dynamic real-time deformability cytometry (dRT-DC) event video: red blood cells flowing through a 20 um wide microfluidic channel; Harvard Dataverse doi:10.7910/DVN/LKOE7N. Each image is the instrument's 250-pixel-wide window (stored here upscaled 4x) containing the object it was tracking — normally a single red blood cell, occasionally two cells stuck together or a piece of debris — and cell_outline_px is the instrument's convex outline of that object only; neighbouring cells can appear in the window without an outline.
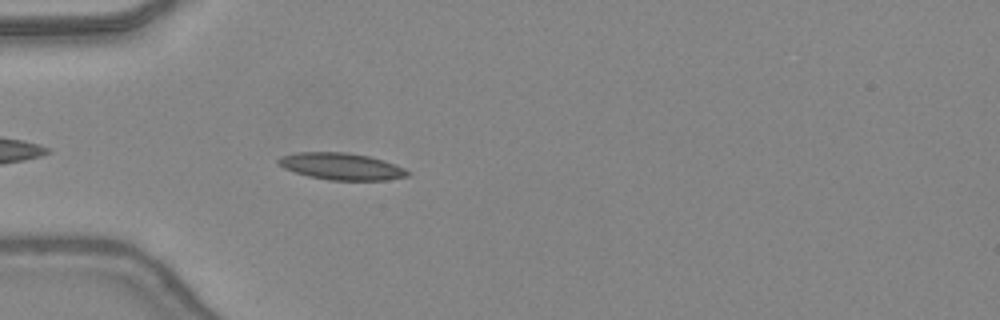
{"species": "common noctule bat (a hibernating species)", "species_latin": "Nyctalus noctula", "temperature_condition": "warm", "stored_images_in_passage": 4, "camera_frame_rate_fps": 3000, "um_per_image_px": 0.085, "animal": {"sex": "female", "body_mass_g": 24.6, "forearm_length_mm": 56.2}, "frame": {"image": 1, "passage_image": 1, "time_ms": 0.0, "image_size_px": [1000, 320], "cell_outline_px": [[408, 176], [384, 180], [328, 180], [308, 176], [284, 168], [276, 160], [280, 156], [296, 152], [348, 152], [368, 156], [384, 160], [396, 164], [404, 168], [408, 172]], "centroid_in_image_um": [29.0, 14.13], "position_along_channel_um": 56.0, "area_um2": 20.17}}